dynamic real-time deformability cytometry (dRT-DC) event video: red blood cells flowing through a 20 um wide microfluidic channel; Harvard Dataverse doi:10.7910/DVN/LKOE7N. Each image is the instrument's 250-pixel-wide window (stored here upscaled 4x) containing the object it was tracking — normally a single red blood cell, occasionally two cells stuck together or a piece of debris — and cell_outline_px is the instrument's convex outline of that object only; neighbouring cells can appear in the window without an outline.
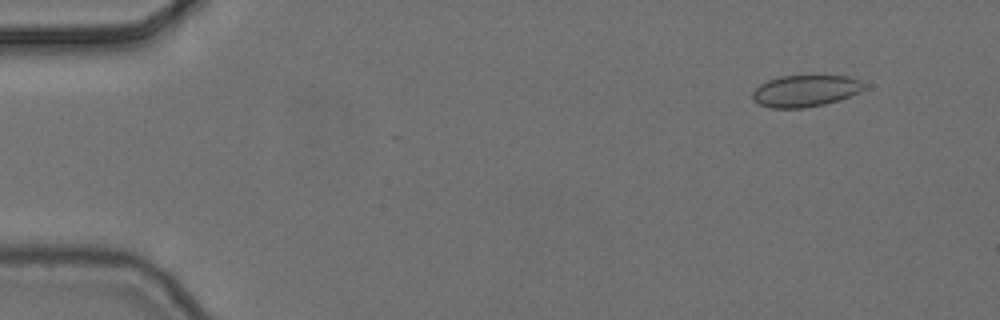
{"species": "common noctule bat (a hibernating species)", "species_latin": "Nyctalus noctula", "temperature_condition": "cold", "stored_images_in_passage": 5, "camera_frame_rate_fps": 3000, "um_per_image_px": 0.085, "animal": {"sex": "female", "body_mass_g": 24.6, "forearm_length_mm": 56.2}, "frame": {"image": 1, "passage_image": 2, "time_ms": 0.333, "image_size_px": [1000, 320], "cell_outline_px": [[864, 84], [856, 92], [840, 100], [824, 104], [804, 108], [772, 108], [760, 104], [752, 100], [752, 92], [760, 84], [768, 80], [780, 76], [848, 76], [860, 80]], "centroid_in_image_um": [68.38, 7.73], "position_along_channel_um": 16.6, "area_um2": 20.29}}
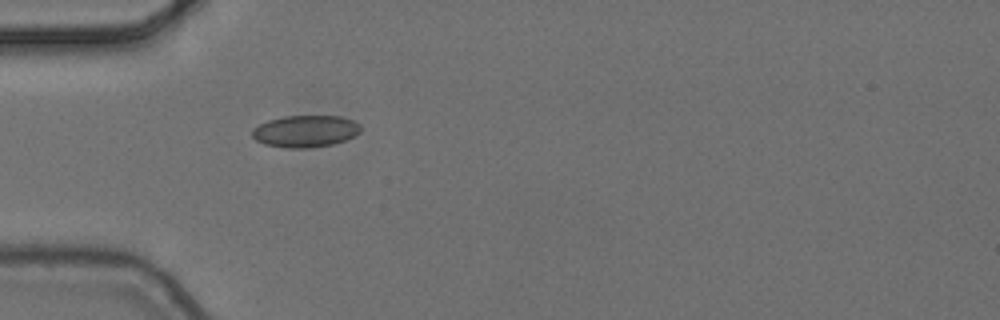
{"frame": {"image": 2, "passage_image": 5, "time_ms": 1.333, "image_size_px": [1000, 320], "cell_outline_px": [[360, 132], [344, 140], [332, 144], [308, 148], [284, 148], [264, 144], [256, 140], [252, 136], [252, 128], [268, 120], [284, 116], [340, 116], [352, 120], [360, 124]], "centroid_in_image_um": [25.92, 11.15], "position_along_channel_um": 59.1, "area_um2": 20.11}}